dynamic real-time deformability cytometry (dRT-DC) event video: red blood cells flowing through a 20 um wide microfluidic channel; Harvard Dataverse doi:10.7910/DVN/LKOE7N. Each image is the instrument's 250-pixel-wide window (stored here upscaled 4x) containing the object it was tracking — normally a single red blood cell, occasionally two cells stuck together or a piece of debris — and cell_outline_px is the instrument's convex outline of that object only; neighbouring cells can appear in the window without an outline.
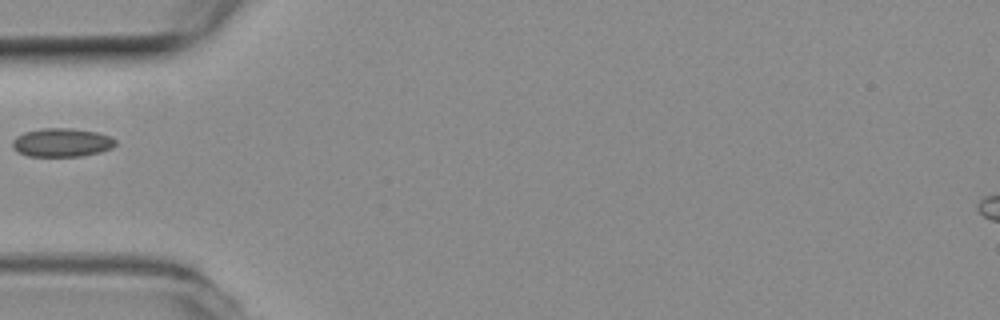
{"species": "common noctule bat (a hibernating species)", "species_latin": "Nyctalus noctula", "temperature_condition": "room temperature", "stored_images_in_passage": 36, "camera_frame_rate_fps": 3000, "um_per_image_px": 0.085, "animal": {"sex": "female", "body_mass_g": 19.3, "forearm_length_mm": 54.1}, "frame": {"image": 1, "passage_image": 1, "time_ms": 0.0, "image_size_px": [1000, 320], "cell_outline_px": [[116, 144], [112, 148], [100, 152], [80, 156], [28, 156], [12, 148], [12, 140], [16, 136], [24, 132], [44, 128], [72, 128], [96, 132], [108, 136], [116, 140]], "centroid_in_image_um": [5.24, 12.11], "position_along_channel_um": 79.8, "area_um2": 17.11}}
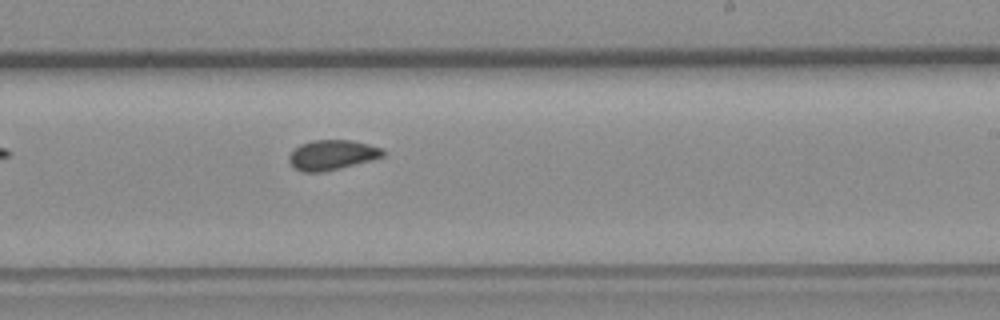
{"frame": {"image": 2, "passage_image": 15, "time_ms": 4.667, "image_size_px": [1000, 320], "cell_outline_px": [[384, 156], [340, 168], [324, 172], [304, 172], [296, 168], [288, 160], [288, 156], [300, 144], [312, 140], [352, 140], [384, 148]], "centroid_in_image_um": [28.23, 13.16], "position_along_channel_um": 260.8, "area_um2": 16.24}}
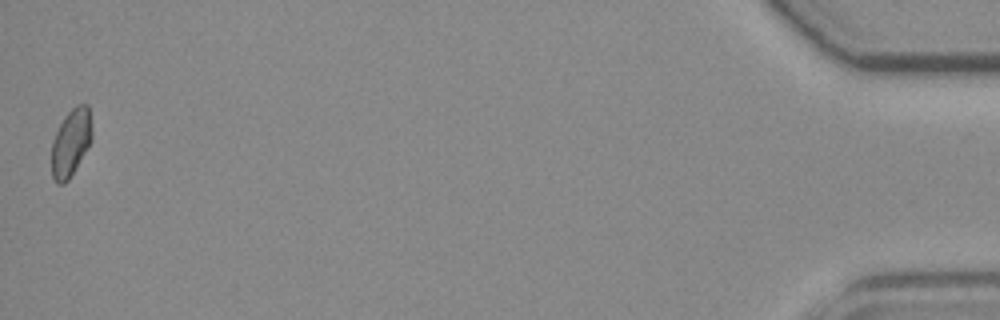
{"frame": {"image": 3, "passage_image": 36, "time_ms": 11.667, "image_size_px": [1000, 320], "cell_outline_px": [[92, 140], [68, 180], [64, 184], [56, 184], [52, 176], [52, 140], [64, 116], [76, 104], [88, 104], [92, 128]], "centroid_in_image_um": [6.02, 12.1], "position_along_channel_um": 429.2, "area_um2": 15.84}}